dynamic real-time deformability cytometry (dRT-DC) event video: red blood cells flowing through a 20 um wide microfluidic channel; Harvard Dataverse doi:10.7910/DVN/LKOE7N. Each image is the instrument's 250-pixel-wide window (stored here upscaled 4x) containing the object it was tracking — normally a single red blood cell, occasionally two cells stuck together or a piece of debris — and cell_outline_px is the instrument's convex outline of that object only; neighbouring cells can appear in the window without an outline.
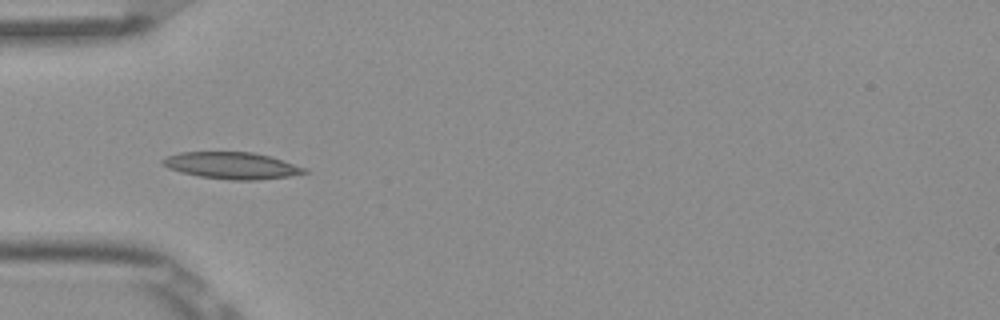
{"species": "Egyptian fruit bat (a non-hibernating species)", "species_latin": "Rousettus aegyptiacus", "temperature_condition": "room temperature", "stored_images_in_passage": 7, "camera_frame_rate_fps": 3000, "um_per_image_px": 0.085, "frame": {"image": 1, "passage_image": 4, "time_ms": 1.0, "image_size_px": [1000, 320], "cell_outline_px": [[308, 172], [288, 176], [256, 180], [232, 180], [200, 176], [180, 172], [168, 168], [160, 164], [160, 160], [168, 156], [180, 152], [252, 152], [268, 156], [308, 168]], "centroid_in_image_um": [19.67, 14.07], "position_along_channel_um": 65.3, "area_um2": 21.96}}
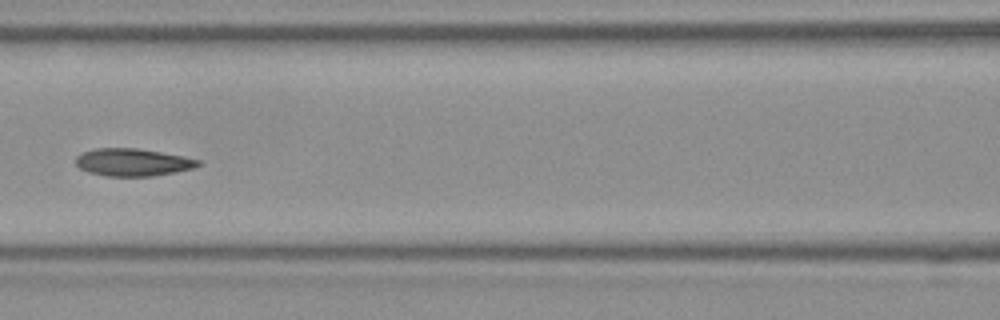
{"frame": {"image": 2, "passage_image": 6, "time_ms": 1.667, "image_size_px": [1000, 320], "cell_outline_px": [[204, 164], [196, 168], [176, 172], [152, 176], [104, 176], [88, 172], [80, 168], [76, 164], [76, 156], [84, 152], [96, 148], [136, 148], [184, 156], [200, 160]], "centroid_in_image_um": [11.33, 13.8], "position_along_channel_um": 155.3, "area_um2": 19.77}}
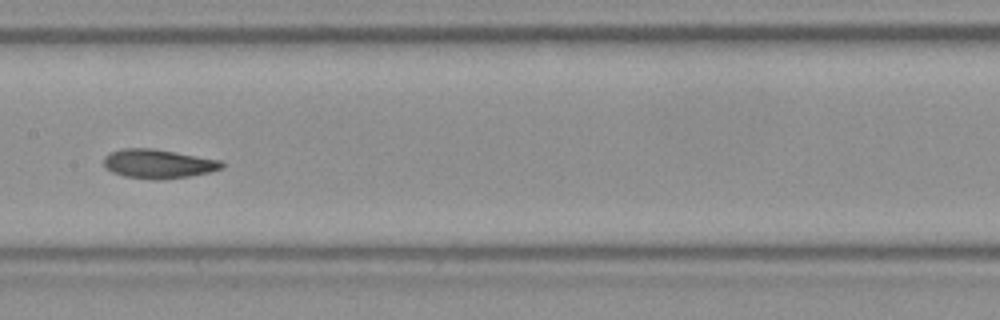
{"frame": {"image": 3, "passage_image": 7, "time_ms": 2.0, "image_size_px": [1000, 320], "cell_outline_px": [[224, 168], [208, 172], [188, 176], [160, 180], [124, 176], [112, 172], [104, 168], [104, 156], [112, 152], [124, 148], [152, 148], [220, 160], [224, 164]], "centroid_in_image_um": [13.43, 13.92], "position_along_channel_um": 194.0, "area_um2": 19.83}}